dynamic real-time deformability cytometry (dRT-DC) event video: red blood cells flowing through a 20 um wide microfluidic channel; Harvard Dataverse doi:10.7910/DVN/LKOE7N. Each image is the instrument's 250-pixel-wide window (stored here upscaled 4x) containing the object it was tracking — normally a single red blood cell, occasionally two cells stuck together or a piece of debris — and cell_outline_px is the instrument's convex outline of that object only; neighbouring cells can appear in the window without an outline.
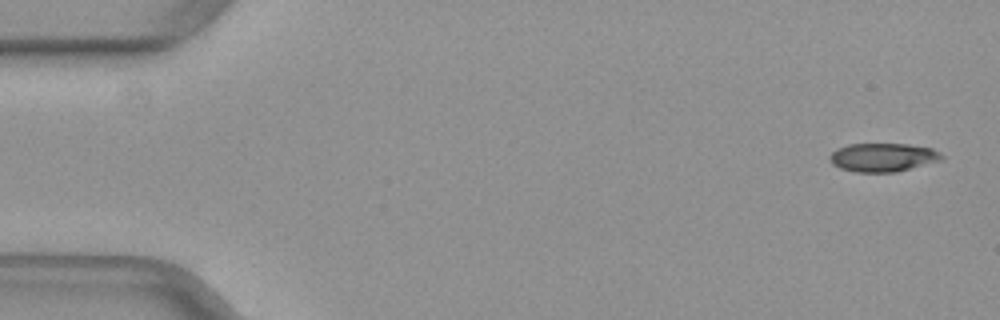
{"species": "common noctule bat (a hibernating species)", "species_latin": "Nyctalus noctula", "temperature_condition": "warm", "stored_images_in_passage": 18, "camera_frame_rate_fps": 3000, "um_per_image_px": 0.085, "animal": {"sex": "female", "body_mass_g": 29.2, "forearm_length_mm": 56.3}, "frame": {"image": 1, "passage_image": 1, "time_ms": 0.0, "image_size_px": [1000, 320], "cell_outline_px": [[944, 156], [940, 160], [896, 172], [856, 172], [840, 168], [832, 164], [828, 156], [836, 148], [848, 144], [908, 144], [932, 148]], "centroid_in_image_um": [75.0, 13.37], "position_along_channel_um": 10.0, "area_um2": 18.55}}
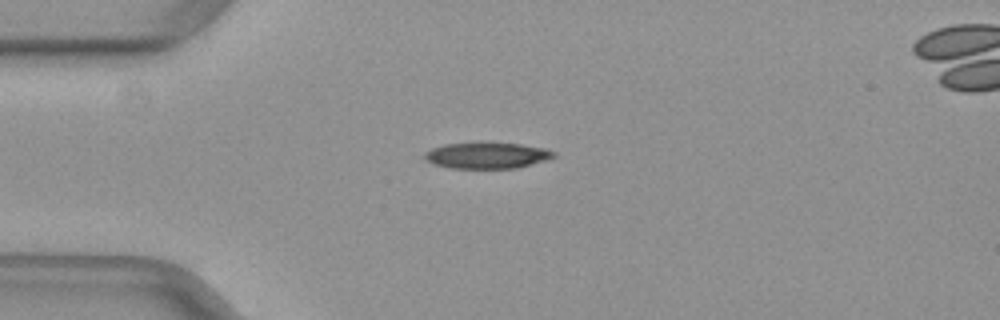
{"frame": {"image": 2, "passage_image": 12, "time_ms": 3.667, "image_size_px": [1000, 320], "cell_outline_px": [[556, 156], [544, 160], [516, 168], [452, 168], [432, 164], [424, 160], [424, 152], [432, 148], [444, 144], [476, 140], [488, 140], [520, 144], [548, 148], [556, 152]], "centroid_in_image_um": [41.35, 13.16], "position_along_channel_um": 43.6, "area_um2": 20.58}}